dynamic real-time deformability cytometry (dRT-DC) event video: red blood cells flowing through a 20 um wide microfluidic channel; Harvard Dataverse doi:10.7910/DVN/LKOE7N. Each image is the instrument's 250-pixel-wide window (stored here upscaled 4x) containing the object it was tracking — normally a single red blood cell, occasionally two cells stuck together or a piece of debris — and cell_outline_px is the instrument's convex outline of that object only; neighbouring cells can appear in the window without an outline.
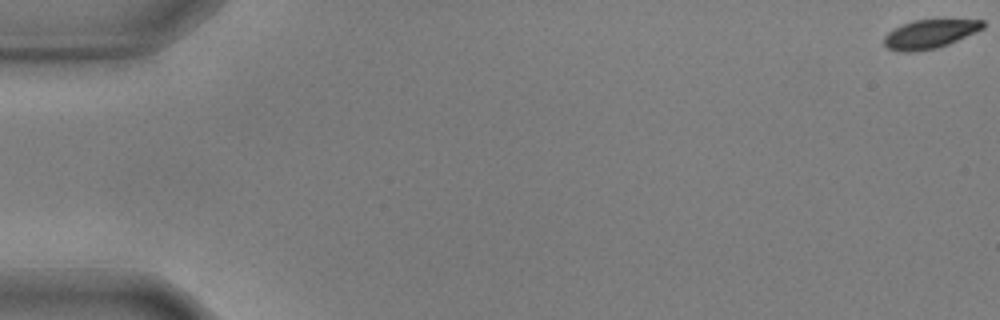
{"species": "common noctule bat (a hibernating species)", "species_latin": "Nyctalus noctula", "temperature_condition": "warm", "stored_images_in_passage": 59, "camera_frame_rate_fps": 3000, "um_per_image_px": 0.085, "animal": {"sex": "male", "body_mass_g": 17.9, "forearm_length_mm": 54.2}, "frame": {"image": 1, "passage_image": 1, "time_ms": 0.0, "image_size_px": [1000, 320], "cell_outline_px": [[984, 28], [976, 32], [948, 44], [936, 48], [916, 52], [900, 52], [888, 48], [884, 44], [884, 36], [888, 32], [912, 20], [944, 16], [984, 20]], "centroid_in_image_um": [79.1, 2.83], "position_along_channel_um": 5.9, "area_um2": 17.46}}
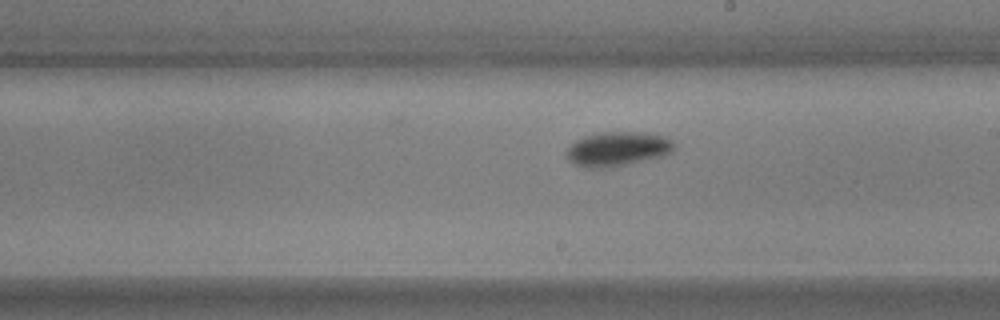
{"frame": {"image": 2, "passage_image": 34, "time_ms": 11.0, "image_size_px": [1000, 320], "cell_outline_px": [[676, 148], [672, 152], [664, 156], [628, 164], [608, 168], [584, 168], [568, 160], [564, 156], [564, 152], [576, 140], [584, 136], [600, 132], [652, 132], [664, 136], [672, 140], [676, 144]], "centroid_in_image_um": [52.52, 12.66], "position_along_channel_um": 236.5, "area_um2": 22.08}}
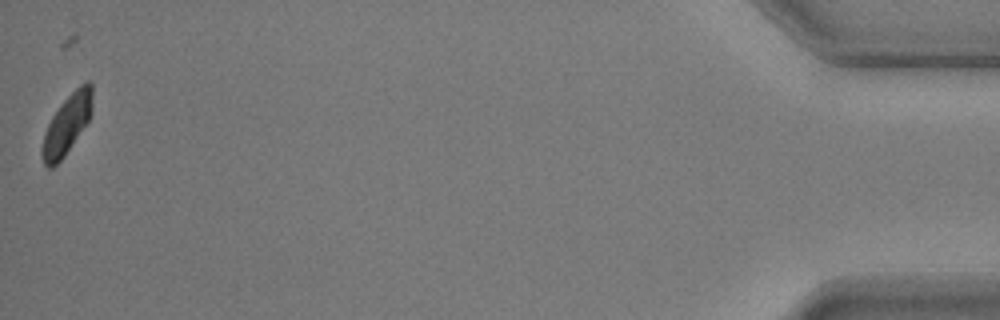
{"frame": {"image": 3, "passage_image": 58, "time_ms": 19.0, "image_size_px": [1000, 320], "cell_outline_px": [[92, 112], [88, 120], [64, 156], [52, 168], [48, 168], [44, 164], [40, 156], [40, 148], [44, 132], [52, 116], [60, 104], [80, 84], [88, 80], [92, 84]], "centroid_in_image_um": [5.65, 10.58], "position_along_channel_um": 429.5, "area_um2": 17.34}, "authors_computed_cell_mechanics": {"area_um2": 18.9006, "velocity_mm_per_s": 3.5546, "shape_relaxation_time_tau1_ms": 1.7845, "shape_relaxation_time_tau2_ms": null, "deformation_change_tau1": 0.0944, "deformation_change_tau2": null}}